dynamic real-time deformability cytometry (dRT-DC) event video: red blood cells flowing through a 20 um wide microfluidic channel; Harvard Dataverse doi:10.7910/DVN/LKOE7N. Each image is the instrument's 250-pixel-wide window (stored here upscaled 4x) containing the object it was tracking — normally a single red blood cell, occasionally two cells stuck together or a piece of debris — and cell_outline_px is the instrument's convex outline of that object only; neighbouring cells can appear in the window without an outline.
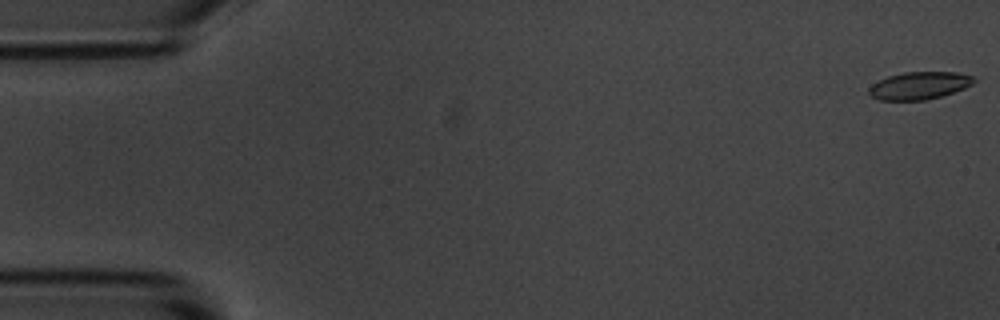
{"species": "common noctule bat (a hibernating species)", "species_latin": "Nyctalus noctula", "temperature_condition": "room temperature", "stored_images_in_passage": 15, "camera_frame_rate_fps": 3000, "um_per_image_px": 0.085, "animal": {"sex": "male", "body_mass_g": 20.1, "forearm_length_mm": 53.5}, "frame": {"image": 1, "passage_image": 1, "time_ms": 0.0, "image_size_px": [1000, 320], "cell_outline_px": [[976, 80], [972, 84], [964, 88], [940, 96], [924, 100], [880, 100], [872, 96], [868, 92], [868, 88], [872, 84], [888, 76], [904, 72], [956, 72], [972, 76]], "centroid_in_image_um": [78.12, 7.27], "position_along_channel_um": 6.9, "area_um2": 16.65}}
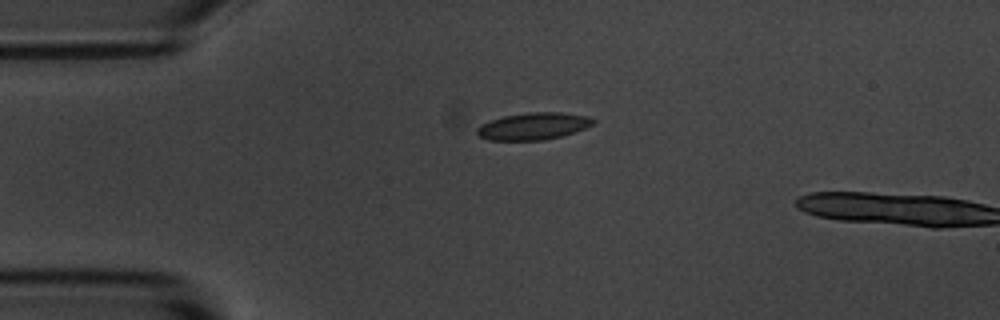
{"frame": {"image": 2, "passage_image": 13, "time_ms": 4.0, "image_size_px": [1000, 320], "cell_outline_px": [[596, 120], [592, 124], [576, 132], [544, 140], [488, 140], [480, 136], [476, 132], [476, 128], [480, 124], [504, 116], [528, 112], [560, 112], [588, 116]], "centroid_in_image_um": [45.33, 10.72], "position_along_channel_um": 39.7, "area_um2": 18.26}}